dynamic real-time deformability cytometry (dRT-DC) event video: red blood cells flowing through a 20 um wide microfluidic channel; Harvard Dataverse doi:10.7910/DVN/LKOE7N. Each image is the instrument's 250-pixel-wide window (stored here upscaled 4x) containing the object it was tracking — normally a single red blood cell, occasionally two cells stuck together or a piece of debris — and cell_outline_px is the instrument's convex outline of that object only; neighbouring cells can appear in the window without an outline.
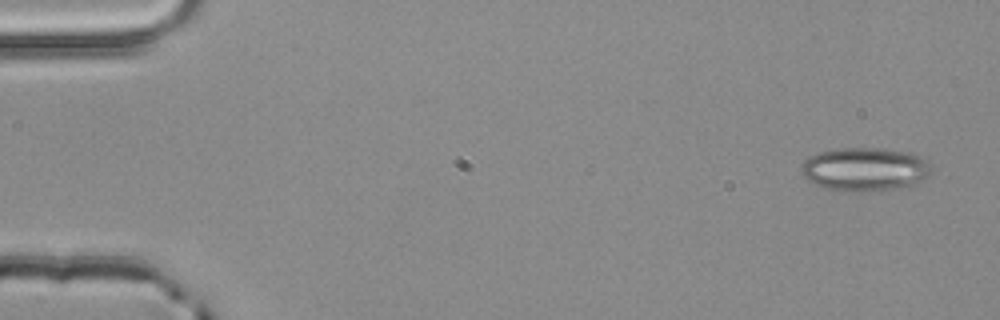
{"species": "common noctule bat (a hibernating species)", "species_latin": "Nyctalus noctula", "temperature_condition": "room temperature", "stored_images_in_passage": 4, "camera_frame_rate_fps": 3000, "um_per_image_px": 0.085, "animal": {"sex": "male", "body_mass_g": 20.4}, "frame": {"image": 1, "passage_image": 4, "time_ms": 1.0, "image_size_px": [1000, 320], "cell_outline_px": [[932, 168], [928, 176], [912, 184], [896, 188], [860, 192], [840, 192], [824, 188], [808, 180], [800, 172], [804, 160], [816, 152], [840, 148], [880, 148], [912, 152], [928, 160]], "centroid_in_image_um": [73.49, 14.38], "position_along_channel_um": 11.5, "area_um2": 33.29}}